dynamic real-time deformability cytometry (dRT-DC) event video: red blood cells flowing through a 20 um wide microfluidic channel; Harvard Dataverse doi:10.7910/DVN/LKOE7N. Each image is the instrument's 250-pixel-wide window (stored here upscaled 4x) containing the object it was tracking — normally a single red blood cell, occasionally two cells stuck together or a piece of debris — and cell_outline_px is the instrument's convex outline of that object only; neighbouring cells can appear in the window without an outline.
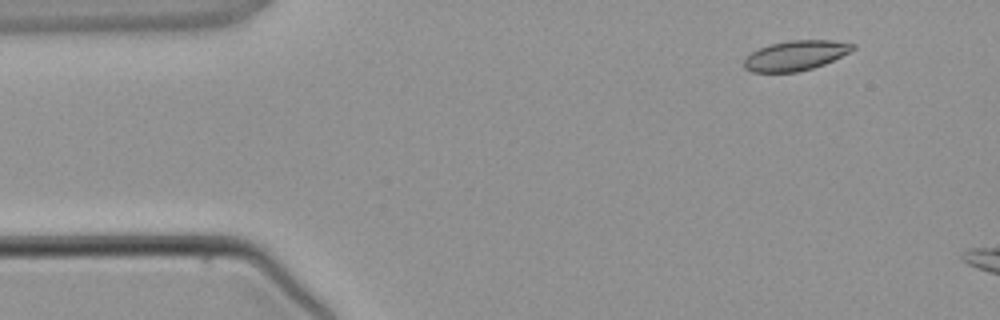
{"species": "common noctule bat (a hibernating species)", "species_latin": "Nyctalus noctula", "temperature_condition": "warm", "stored_images_in_passage": 4, "camera_frame_rate_fps": 3000, "um_per_image_px": 0.085, "animal": {"sex": "male", "body_mass_g": 21.5, "forearm_length_mm": 52.0}, "frame": {"image": 1, "passage_image": 1, "time_ms": 0.0, "image_size_px": [1000, 320], "cell_outline_px": [[856, 48], [852, 52], [824, 64], [800, 72], [752, 72], [744, 68], [744, 60], [752, 52], [760, 48], [772, 44], [788, 40], [832, 40], [856, 44]], "centroid_in_image_um": [67.68, 4.72], "position_along_channel_um": 17.3, "area_um2": 19.02}}
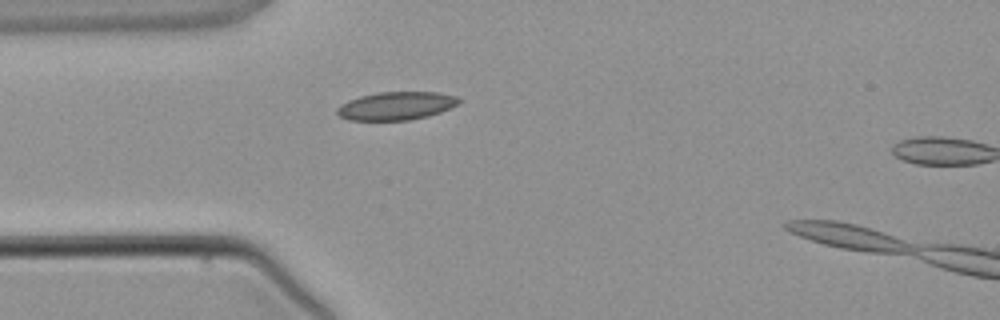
{"frame": {"image": 2, "passage_image": 3, "time_ms": 2.333, "image_size_px": [1000, 320], "cell_outline_px": [[464, 100], [460, 104], [440, 112], [428, 116], [408, 120], [348, 120], [340, 116], [336, 112], [336, 108], [340, 104], [348, 100], [360, 96], [380, 92], [436, 92], [456, 96]], "centroid_in_image_um": [33.7, 8.99], "position_along_channel_um": 51.3, "area_um2": 20.11}}